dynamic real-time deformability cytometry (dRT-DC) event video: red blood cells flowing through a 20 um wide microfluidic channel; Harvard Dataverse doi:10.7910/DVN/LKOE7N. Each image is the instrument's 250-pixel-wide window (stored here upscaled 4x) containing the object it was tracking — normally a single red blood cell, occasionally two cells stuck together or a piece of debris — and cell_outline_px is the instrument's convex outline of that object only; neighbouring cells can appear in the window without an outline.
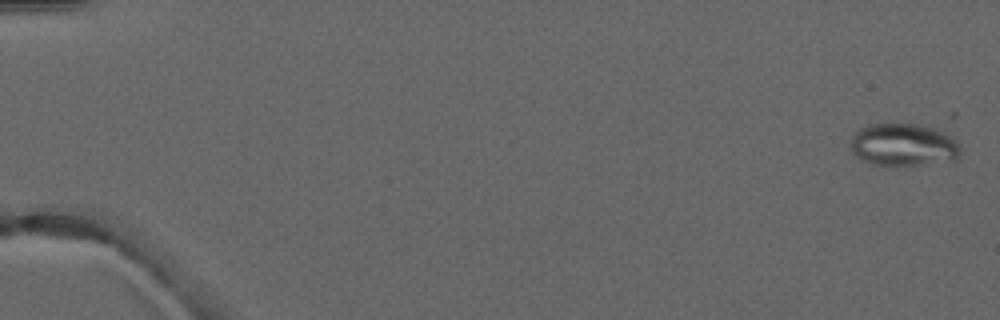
{"species": "common noctule bat (a hibernating species)", "species_latin": "Nyctalus noctula", "temperature_condition": "warm", "stored_images_in_passage": 4, "camera_frame_rate_fps": 3000, "um_per_image_px": 0.085, "animal": {"sex": "male", "forearm_length_mm": 52.5}, "frame": {"image": 1, "passage_image": 1, "time_ms": 0.0, "image_size_px": [1000, 320], "cell_outline_px": [[960, 152], [956, 160], [916, 164], [872, 164], [856, 156], [852, 152], [852, 136], [860, 128], [868, 124], [920, 124], [932, 128], [956, 140], [960, 148]], "centroid_in_image_um": [76.78, 12.29], "position_along_channel_um": 8.2, "area_um2": 26.59}}